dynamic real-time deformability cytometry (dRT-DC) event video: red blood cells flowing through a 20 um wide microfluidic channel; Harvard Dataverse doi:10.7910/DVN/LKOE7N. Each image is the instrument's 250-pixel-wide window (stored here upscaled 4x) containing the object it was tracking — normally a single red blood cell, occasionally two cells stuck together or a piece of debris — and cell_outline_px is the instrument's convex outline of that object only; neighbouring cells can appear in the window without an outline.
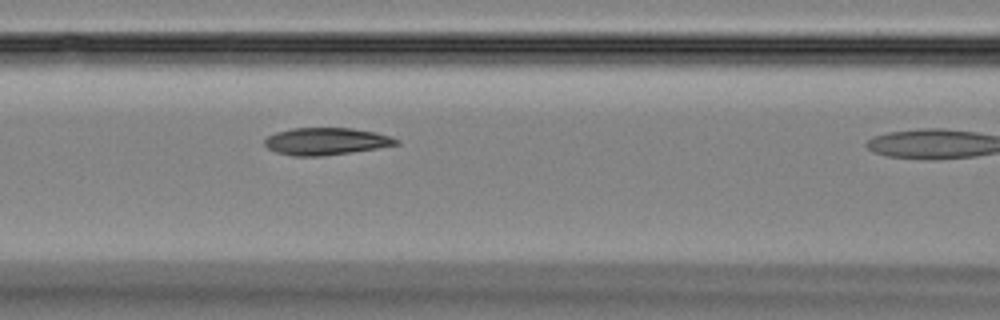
{"species": "Egyptian fruit bat (a non-hibernating species)", "species_latin": "Rousettus aegyptiacus", "temperature_condition": "room temperature", "stored_images_in_passage": 9, "camera_frame_rate_fps": 3000, "um_per_image_px": 0.085, "animal": {"sex": "female"}, "frame": {"image": 1, "passage_image": 8, "time_ms": 2.333, "image_size_px": [1000, 320], "cell_outline_px": [[400, 144], [352, 152], [324, 156], [292, 156], [276, 152], [268, 148], [264, 144], [264, 140], [268, 136], [276, 132], [292, 128], [352, 128], [376, 132], [392, 136], [400, 140]], "centroid_in_image_um": [27.73, 12.01], "position_along_channel_um": 138.9, "area_um2": 20.98}}